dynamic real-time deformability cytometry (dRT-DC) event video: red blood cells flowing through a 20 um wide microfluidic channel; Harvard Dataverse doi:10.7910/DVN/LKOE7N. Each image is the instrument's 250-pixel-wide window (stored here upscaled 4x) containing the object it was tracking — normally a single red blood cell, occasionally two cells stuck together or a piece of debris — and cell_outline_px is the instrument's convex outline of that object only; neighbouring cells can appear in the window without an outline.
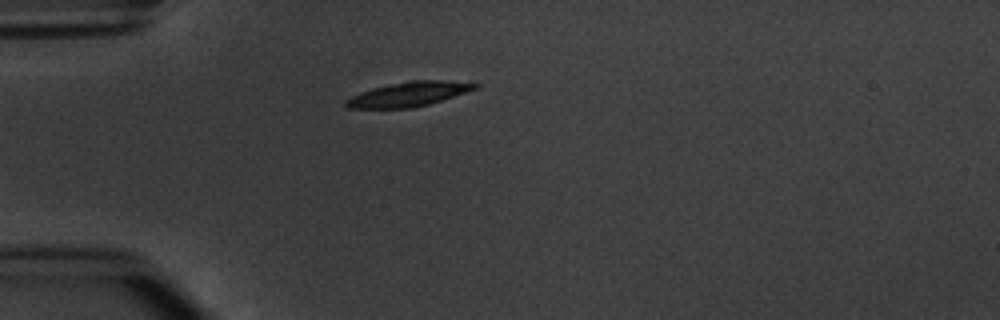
{"species": "common noctule bat (a hibernating species)", "species_latin": "Nyctalus noctula", "temperature_condition": "warm", "stored_images_in_passage": 1, "camera_frame_rate_fps": 3000, "um_per_image_px": 0.085, "animal": {"sex": "male", "body_mass_g": 20.1, "forearm_length_mm": 53.5}, "frame": {"image": 1, "passage_image": 1, "time_ms": 0.0, "image_size_px": [1000, 320], "cell_outline_px": [[480, 84], [476, 88], [428, 104], [412, 108], [348, 108], [344, 104], [344, 100], [360, 92], [372, 88], [412, 80], [440, 80]], "centroid_in_image_um": [34.65, 8.01], "position_along_channel_um": 50.3, "area_um2": 17.98}}